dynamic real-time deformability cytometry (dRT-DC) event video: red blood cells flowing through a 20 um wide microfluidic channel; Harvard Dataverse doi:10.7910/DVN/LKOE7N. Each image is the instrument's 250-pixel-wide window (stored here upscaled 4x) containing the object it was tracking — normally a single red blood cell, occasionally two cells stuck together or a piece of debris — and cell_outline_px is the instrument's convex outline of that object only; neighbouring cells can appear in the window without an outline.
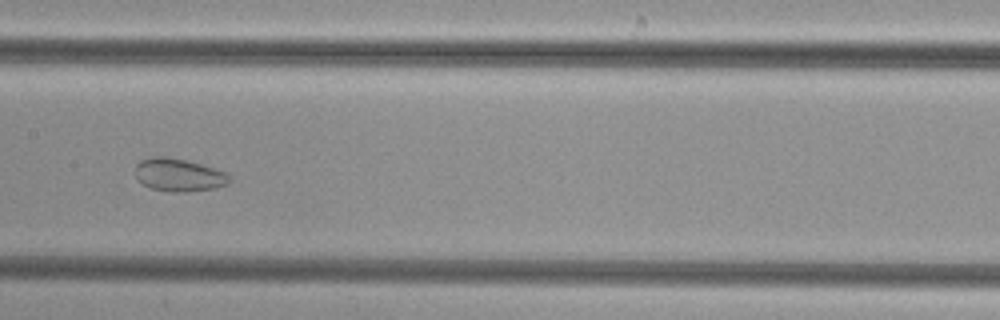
{"species": "common noctule bat (a hibernating species)", "species_latin": "Nyctalus noctula", "temperature_condition": "cold", "stored_images_in_passage": 50, "camera_frame_rate_fps": 3000, "um_per_image_px": 0.085, "animal": {"sex": "female", "body_mass_g": 29.2, "forearm_length_mm": 56.3}, "frame": {"image": 1, "passage_image": 25, "time_ms": 8.0, "image_size_px": [1000, 320], "cell_outline_px": [[232, 180], [228, 184], [212, 188], [184, 192], [172, 192], [152, 188], [136, 180], [136, 164], [140, 160], [148, 156], [164, 156], [188, 160], [224, 172]], "centroid_in_image_um": [15.15, 14.85], "position_along_channel_um": 192.3, "area_um2": 17.98}}
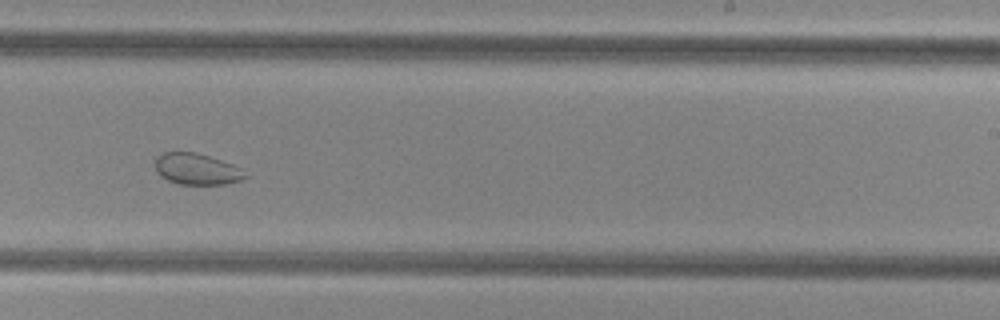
{"frame": {"image": 2, "passage_image": 31, "time_ms": 10.0, "image_size_px": [1000, 320], "cell_outline_px": [[248, 176], [240, 180], [224, 184], [180, 184], [168, 180], [160, 176], [156, 172], [156, 156], [164, 152], [196, 152], [232, 164], [240, 168]], "centroid_in_image_um": [16.7, 14.37], "position_along_channel_um": 272.3, "area_um2": 16.24}}
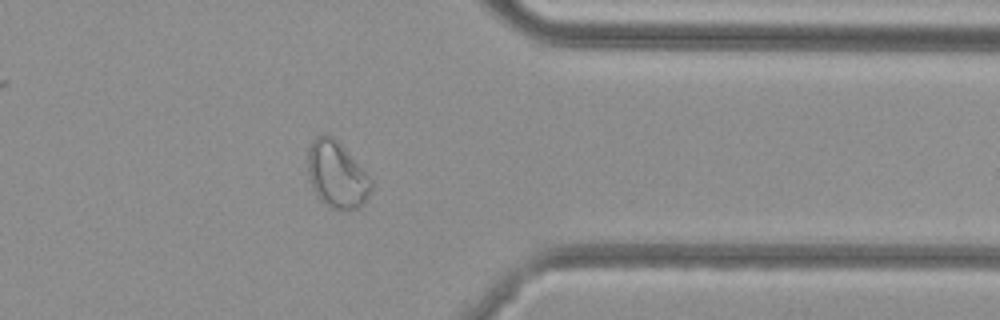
{"frame": {"image": 3, "passage_image": 40, "time_ms": 13.0, "image_size_px": [1000, 320], "cell_outline_px": [[372, 188], [364, 204], [360, 208], [340, 212], [328, 208], [316, 196], [312, 188], [308, 176], [308, 148], [312, 140], [316, 136], [332, 136], [348, 152], [372, 180]], "centroid_in_image_um": [28.62, 14.93], "position_along_channel_um": 382.8, "area_um2": 24.85}}